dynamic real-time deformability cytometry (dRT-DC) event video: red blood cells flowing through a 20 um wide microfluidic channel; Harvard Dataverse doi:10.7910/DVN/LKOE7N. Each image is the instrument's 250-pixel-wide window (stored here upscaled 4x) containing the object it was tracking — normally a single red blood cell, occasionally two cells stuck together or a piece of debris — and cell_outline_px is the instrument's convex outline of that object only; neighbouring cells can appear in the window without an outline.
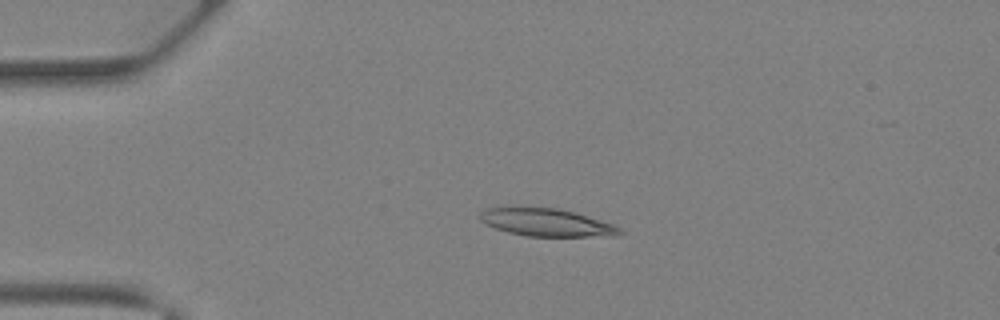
{"species": "Egyptian fruit bat (a non-hibernating species)", "species_latin": "Rousettus aegyptiacus", "temperature_condition": "warm", "stored_images_in_passage": 41, "camera_frame_rate_fps": 3000, "um_per_image_px": 0.085, "animal": {"sex": "female"}, "frame": {"image": 1, "passage_image": 10, "time_ms": 3.0, "image_size_px": [1000, 320], "cell_outline_px": [[624, 232], [616, 236], [528, 236], [508, 232], [484, 224], [480, 220], [480, 212], [488, 208], [504, 204], [520, 204], [556, 208], [572, 212], [612, 224], [620, 228]], "centroid_in_image_um": [46.32, 18.85], "position_along_channel_um": 38.7, "area_um2": 23.24}}
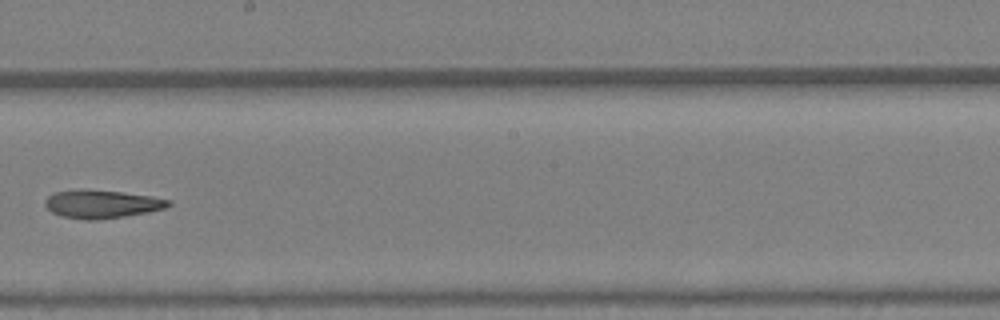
{"frame": {"image": 2, "passage_image": 24, "time_ms": 7.667, "image_size_px": [1000, 320], "cell_outline_px": [[172, 204], [164, 208], [148, 212], [124, 216], [96, 220], [84, 220], [60, 216], [52, 212], [44, 204], [44, 200], [48, 196], [56, 192], [120, 192], [152, 196], [172, 200]], "centroid_in_image_um": [8.7, 17.39], "position_along_channel_um": 239.5, "area_um2": 19.48}}
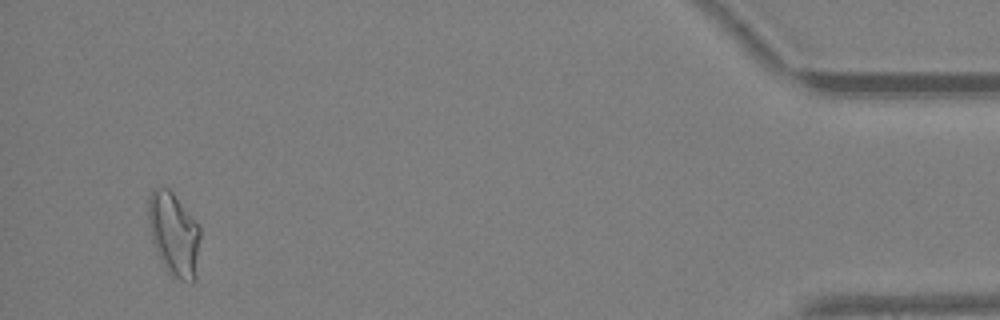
{"frame": {"image": 3, "passage_image": 39, "time_ms": 12.667, "image_size_px": [1000, 320], "cell_outline_px": [[200, 236], [196, 276], [192, 284], [188, 284], [172, 276], [164, 268], [156, 252], [152, 240], [148, 220], [148, 196], [152, 188], [160, 184], [168, 188], [172, 192], [200, 224]], "centroid_in_image_um": [14.78, 19.89], "position_along_channel_um": 420.4, "area_um2": 25.95}}